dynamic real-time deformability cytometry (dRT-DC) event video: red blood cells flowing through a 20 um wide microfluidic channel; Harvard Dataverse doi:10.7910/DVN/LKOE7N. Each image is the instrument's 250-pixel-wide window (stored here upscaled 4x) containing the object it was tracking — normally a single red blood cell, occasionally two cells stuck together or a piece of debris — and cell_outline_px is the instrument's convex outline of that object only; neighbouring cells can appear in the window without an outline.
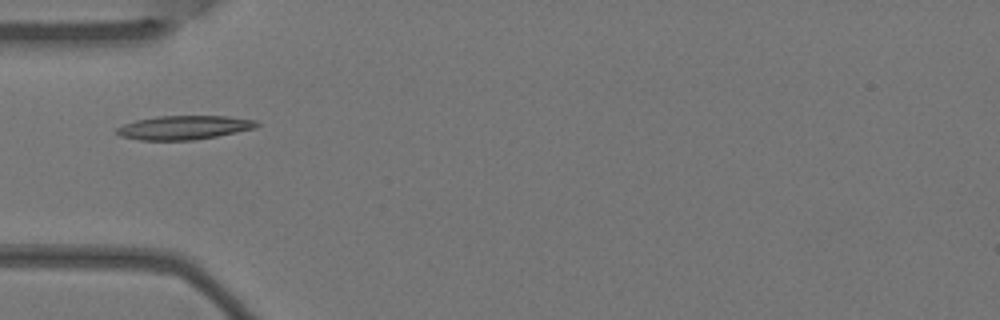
{"species": "Egyptian fruit bat (a non-hibernating species)", "species_latin": "Rousettus aegyptiacus", "temperature_condition": "warm", "stored_images_in_passage": 3, "camera_frame_rate_fps": 3000, "um_per_image_px": 0.085, "animal": {"sex": "female"}, "frame": {"image": 1, "passage_image": 3, "time_ms": 0.667, "image_size_px": [1000, 320], "cell_outline_px": [[260, 124], [256, 128], [216, 136], [192, 140], [140, 140], [120, 136], [116, 132], [116, 128], [124, 124], [136, 120], [156, 116], [228, 116], [256, 120]], "centroid_in_image_um": [15.64, 10.83], "position_along_channel_um": 69.4, "area_um2": 19.48}}